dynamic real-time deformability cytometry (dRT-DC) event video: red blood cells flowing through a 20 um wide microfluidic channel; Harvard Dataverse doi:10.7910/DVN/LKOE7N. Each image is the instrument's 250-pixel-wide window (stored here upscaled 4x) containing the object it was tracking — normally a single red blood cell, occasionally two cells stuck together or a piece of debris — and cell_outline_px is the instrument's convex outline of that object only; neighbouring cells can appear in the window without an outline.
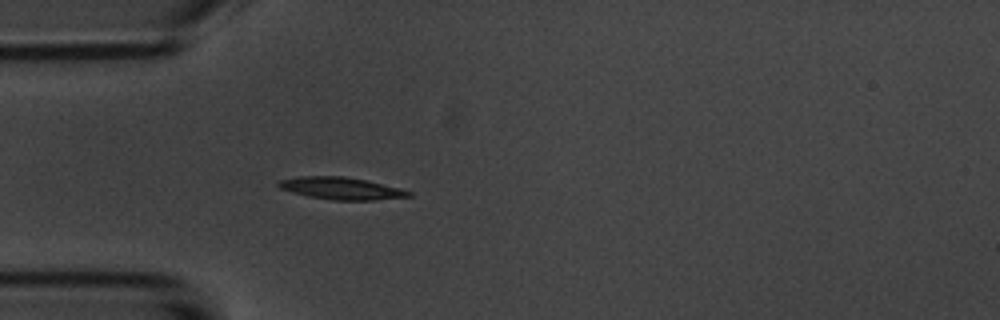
{"species": "common noctule bat (a hibernating species)", "species_latin": "Nyctalus noctula", "temperature_condition": "room temperature", "stored_images_in_passage": 3, "camera_frame_rate_fps": 3000, "um_per_image_px": 0.085, "animal": {"sex": "male", "body_mass_g": 20.1, "forearm_length_mm": 53.5}, "frame": {"image": 1, "passage_image": 3, "time_ms": 3.333, "image_size_px": [1000, 320], "cell_outline_px": [[412, 196], [376, 200], [332, 200], [308, 196], [292, 192], [280, 188], [276, 184], [280, 180], [300, 176], [344, 176], [368, 180], [400, 188], [412, 192]], "centroid_in_image_um": [29.02, 16.01], "position_along_channel_um": 56.0, "area_um2": 16.88}}